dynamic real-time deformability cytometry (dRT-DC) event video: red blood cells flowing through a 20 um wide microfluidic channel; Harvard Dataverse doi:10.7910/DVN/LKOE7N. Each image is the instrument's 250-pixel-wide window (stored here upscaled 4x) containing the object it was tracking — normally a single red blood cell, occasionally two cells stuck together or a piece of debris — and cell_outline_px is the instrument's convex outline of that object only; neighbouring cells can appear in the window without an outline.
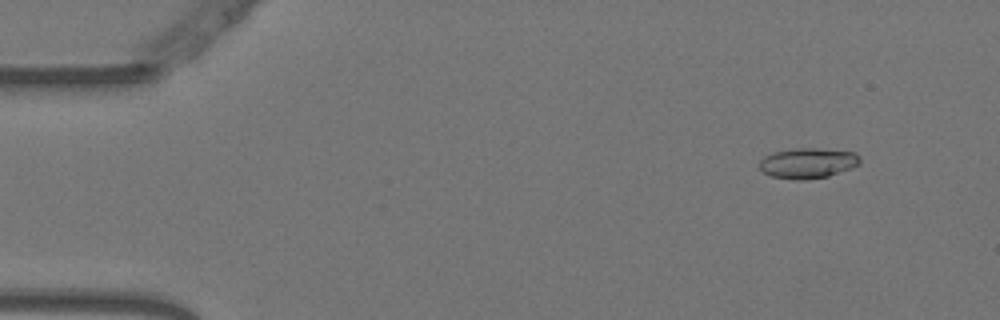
{"species": "Egyptian fruit bat (a non-hibernating species)", "species_latin": "Rousettus aegyptiacus", "temperature_condition": "warm", "stored_images_in_passage": 16, "camera_frame_rate_fps": 3000, "um_per_image_px": 0.085, "animal": {"sex": "female"}, "frame": {"image": 1, "passage_image": 5, "time_ms": 1.333, "image_size_px": [1000, 320], "cell_outline_px": [[860, 164], [828, 176], [804, 180], [796, 180], [772, 176], [764, 172], [760, 168], [760, 160], [764, 156], [772, 152], [796, 148], [816, 148], [852, 152], [860, 156]], "centroid_in_image_um": [68.64, 13.86], "position_along_channel_um": 16.4, "area_um2": 17.63}}